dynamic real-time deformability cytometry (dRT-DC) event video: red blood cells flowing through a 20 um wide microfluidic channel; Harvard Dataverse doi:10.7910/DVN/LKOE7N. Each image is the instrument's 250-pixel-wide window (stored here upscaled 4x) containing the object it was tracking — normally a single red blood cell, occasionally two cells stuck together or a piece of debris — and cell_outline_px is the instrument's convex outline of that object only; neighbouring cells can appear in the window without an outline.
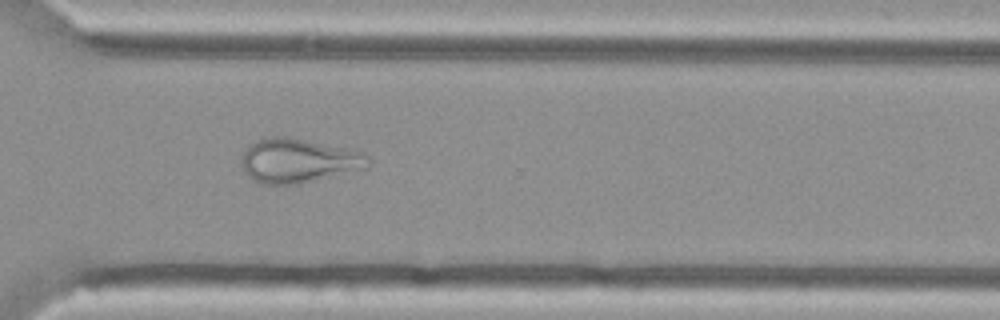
{"species": "Egyptian fruit bat (a non-hibernating species)", "species_latin": "Rousettus aegyptiacus", "temperature_condition": "cold", "stored_images_in_passage": 55, "camera_frame_rate_fps": 3000, "um_per_image_px": 0.085, "animal": {"sex": "female"}, "frame": {"image": 1, "passage_image": 40, "time_ms": 13.0, "image_size_px": [1000, 320], "cell_outline_px": [[368, 168], [300, 184], [260, 184], [248, 176], [244, 172], [240, 164], [240, 160], [244, 152], [256, 140], [268, 136], [284, 136], [348, 148], [364, 152], [368, 156]], "centroid_in_image_um": [25.35, 13.66], "position_along_channel_um": 345.2, "area_um2": 32.83}}